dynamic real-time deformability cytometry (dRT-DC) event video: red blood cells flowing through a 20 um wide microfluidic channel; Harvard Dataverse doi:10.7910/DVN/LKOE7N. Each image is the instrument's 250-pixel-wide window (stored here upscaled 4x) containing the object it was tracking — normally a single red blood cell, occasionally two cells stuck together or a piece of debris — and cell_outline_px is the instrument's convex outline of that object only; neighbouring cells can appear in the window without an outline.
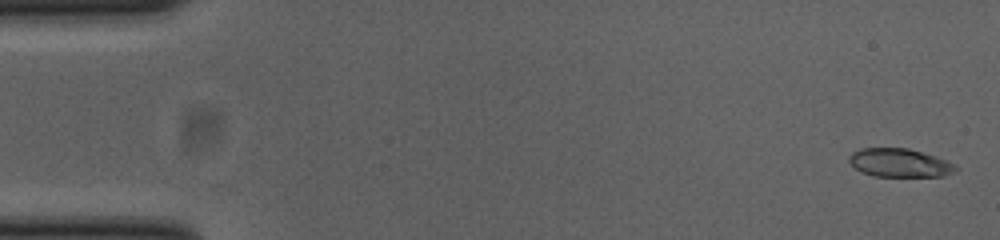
{"species": "common noctule bat (a hibernating species)", "species_latin": "Nyctalus noctula", "temperature_condition": "cold", "stored_images_in_passage": 53, "camera_frame_rate_fps": 3000, "um_per_image_px": 0.085, "animal": {"sex": "female", "body_mass_g": 23.0, "forearm_length_mm": 53.4}, "frame": {"image": 1, "passage_image": 2, "time_ms": 0.333, "image_size_px": [1000, 240], "cell_outline_px": [[956, 168], [952, 172], [944, 176], [872, 176], [860, 172], [848, 160], [848, 156], [852, 152], [860, 148], [908, 148], [936, 156], [956, 164]], "centroid_in_image_um": [76.43, 13.83], "position_along_channel_um": 8.6, "area_um2": 17.69}}
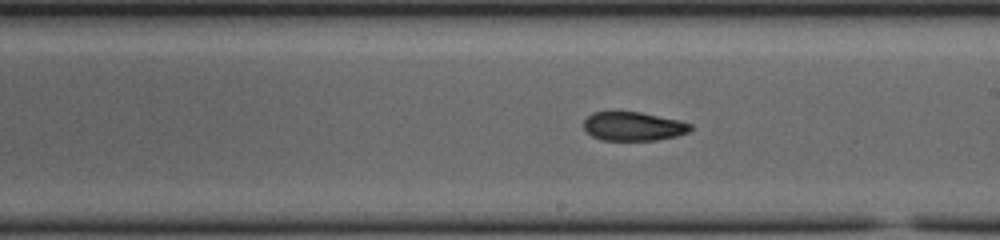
{"frame": {"image": 2, "passage_image": 30, "time_ms": 9.667, "image_size_px": [1000, 240], "cell_outline_px": [[692, 128], [688, 132], [676, 136], [656, 140], [604, 140], [592, 136], [584, 128], [584, 120], [592, 112], [640, 112], [680, 120], [692, 124]], "centroid_in_image_um": [53.85, 10.73], "position_along_channel_um": 235.2, "area_um2": 17.86}}
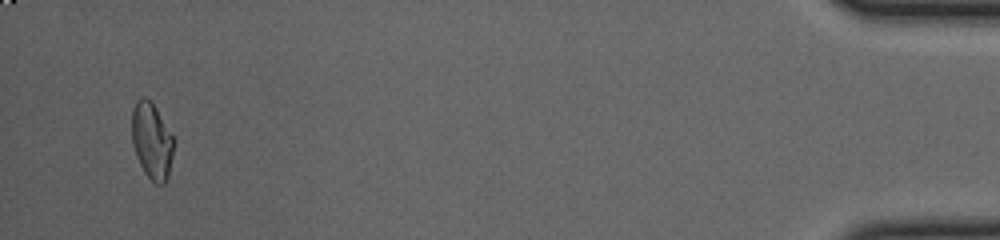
{"frame": {"image": 3, "passage_image": 51, "time_ms": 16.667, "image_size_px": [1000, 240], "cell_outline_px": [[176, 140], [168, 176], [164, 184], [156, 184], [144, 172], [136, 156], [132, 140], [132, 108], [136, 100], [140, 96], [144, 96], [152, 100]], "centroid_in_image_um": [12.92, 11.92], "position_along_channel_um": 422.3, "area_um2": 19.07}, "authors_computed_cell_mechanics": {"area_um2": 18.785, "velocity_mm_per_s": 3.8754, "shape_relaxation_time_tau1_ms": null, "shape_relaxation_time_tau2_ms": 2.9946, "deformation_change_tau1": null, "deformation_change_tau2": 0.082}}